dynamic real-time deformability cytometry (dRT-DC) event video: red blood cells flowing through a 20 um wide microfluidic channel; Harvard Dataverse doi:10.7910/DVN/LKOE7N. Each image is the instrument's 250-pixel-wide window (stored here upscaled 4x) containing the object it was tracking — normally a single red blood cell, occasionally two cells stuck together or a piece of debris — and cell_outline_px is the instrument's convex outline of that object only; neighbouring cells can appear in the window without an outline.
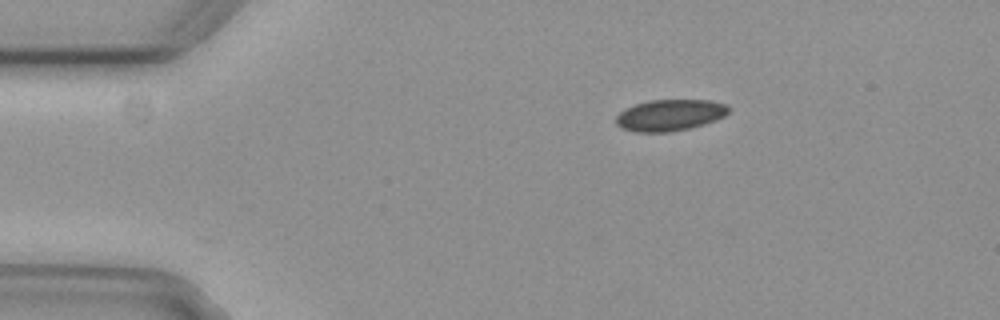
{"species": "common noctule bat (a hibernating species)", "species_latin": "Nyctalus noctula", "temperature_condition": "cold", "stored_images_in_passage": 3, "camera_frame_rate_fps": 3000, "um_per_image_px": 0.085, "animal": {"sex": "female", "body_mass_g": 29.2, "forearm_length_mm": 56.3}, "frame": {"image": 1, "passage_image": 3, "time_ms": 0.667, "image_size_px": [1000, 320], "cell_outline_px": [[728, 112], [724, 116], [716, 120], [704, 124], [688, 128], [668, 132], [636, 132], [620, 128], [616, 124], [616, 116], [624, 108], [648, 100], [712, 100], [728, 104]], "centroid_in_image_um": [56.92, 9.78], "position_along_channel_um": 28.1, "area_um2": 20.69}}